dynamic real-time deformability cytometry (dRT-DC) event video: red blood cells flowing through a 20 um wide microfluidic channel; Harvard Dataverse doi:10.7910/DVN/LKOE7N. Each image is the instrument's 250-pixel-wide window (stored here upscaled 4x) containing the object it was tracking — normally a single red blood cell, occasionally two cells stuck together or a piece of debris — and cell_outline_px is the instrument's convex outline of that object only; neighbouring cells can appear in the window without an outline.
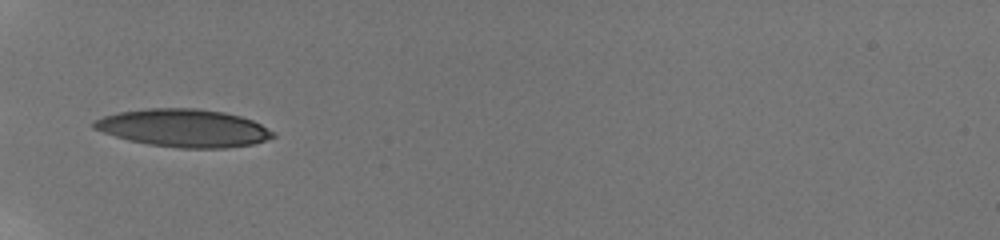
{"species": "human", "species_latin": "Homo sapiens", "temperature_condition": "room temperature", "stored_images_in_passage": 7, "camera_frame_rate_fps": 3000, "um_per_image_px": 0.085, "donor": {"sex": "male"}, "frame": {"image": 1, "passage_image": 1, "time_ms": 0.0, "image_size_px": [1000, 240], "cell_outline_px": [[276, 136], [252, 144], [224, 148], [180, 148], [148, 144], [128, 140], [92, 128], [92, 124], [96, 120], [104, 116], [116, 112], [148, 108], [196, 108], [224, 112], [240, 116], [252, 120], [276, 132]], "centroid_in_image_um": [15.62, 10.88], "position_along_channel_um": 69.4, "area_um2": 39.36}}